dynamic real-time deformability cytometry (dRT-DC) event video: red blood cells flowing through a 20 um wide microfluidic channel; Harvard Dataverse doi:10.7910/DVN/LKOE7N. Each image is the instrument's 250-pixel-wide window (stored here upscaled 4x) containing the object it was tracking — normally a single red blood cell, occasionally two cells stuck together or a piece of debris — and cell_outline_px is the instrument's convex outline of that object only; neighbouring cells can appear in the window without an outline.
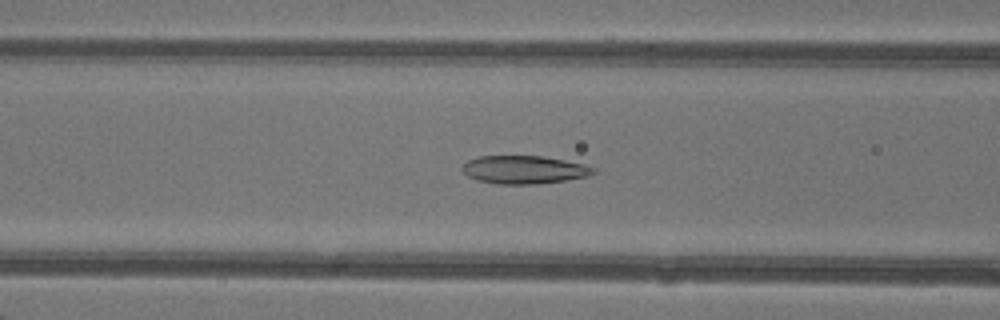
{"species": "common noctule bat (a hibernating species)", "species_latin": "Nyctalus noctula", "temperature_condition": "warm", "stored_images_in_passage": 43, "camera_frame_rate_fps": 3000, "um_per_image_px": 0.085, "animal": {"sex": "female"}, "frame": {"image": 1, "passage_image": 20, "time_ms": 6.333, "image_size_px": [1000, 320], "cell_outline_px": [[596, 172], [588, 176], [564, 180], [536, 184], [500, 184], [476, 180], [468, 176], [460, 168], [468, 160], [480, 156], [544, 156], [584, 164], [596, 168]], "centroid_in_image_um": [44.55, 14.42], "position_along_channel_um": 122.1, "area_um2": 21.44}}
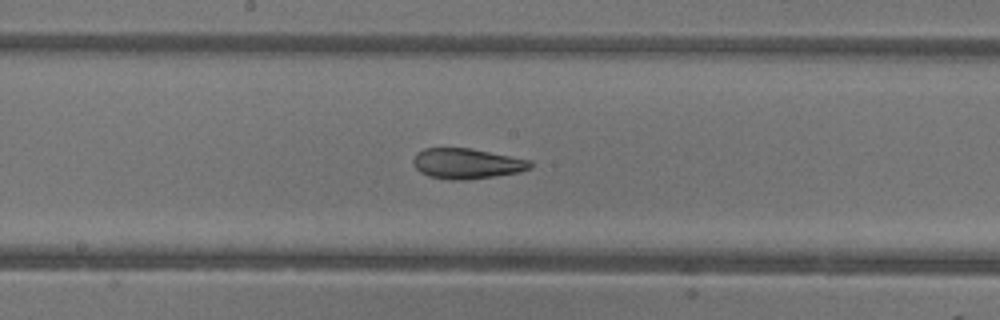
{"frame": {"image": 2, "passage_image": 26, "time_ms": 8.333, "image_size_px": [1000, 320], "cell_outline_px": [[532, 168], [520, 172], [464, 180], [452, 180], [428, 176], [420, 172], [416, 168], [412, 160], [416, 152], [424, 148], [472, 148], [532, 160]], "centroid_in_image_um": [39.68, 13.89], "position_along_channel_um": 208.5, "area_um2": 20.87}}
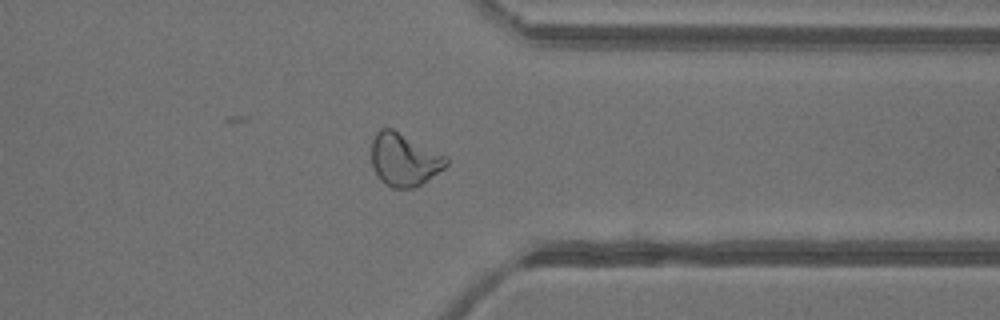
{"frame": {"image": 3, "passage_image": 38, "time_ms": 12.333, "image_size_px": [1000, 320], "cell_outline_px": [[448, 164], [444, 168], [416, 188], [392, 188], [380, 180], [372, 164], [372, 140], [376, 132], [380, 128], [392, 128], [448, 156]], "centroid_in_image_um": [34.37, 13.56], "position_along_channel_um": 377.0, "area_um2": 23.06}}